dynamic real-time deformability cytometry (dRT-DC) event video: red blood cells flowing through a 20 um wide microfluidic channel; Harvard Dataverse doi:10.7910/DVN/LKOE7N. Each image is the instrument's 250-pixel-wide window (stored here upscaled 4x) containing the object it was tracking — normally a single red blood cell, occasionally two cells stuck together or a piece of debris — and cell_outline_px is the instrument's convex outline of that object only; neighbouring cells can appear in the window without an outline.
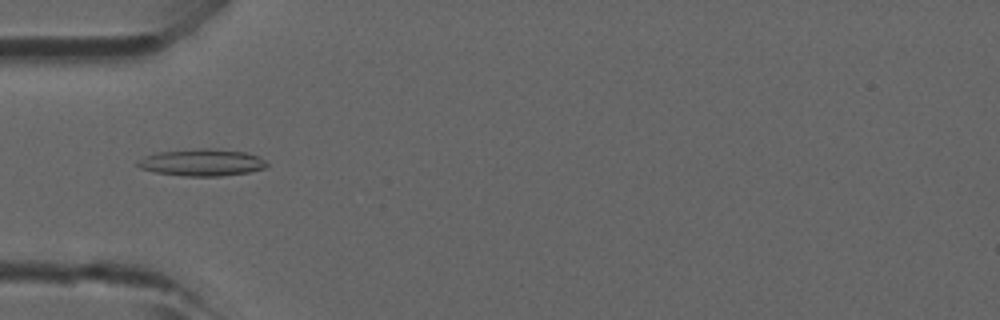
{"species": "common noctule bat (a hibernating species)", "species_latin": "Nyctalus noctula", "temperature_condition": "room temperature", "stored_images_in_passage": 46, "camera_frame_rate_fps": 3000, "um_per_image_px": 0.085, "animal": {"sex": "male", "forearm_length_mm": 52.5}, "frame": {"image": 1, "passage_image": 15, "time_ms": 4.667, "image_size_px": [1000, 320], "cell_outline_px": [[268, 164], [264, 168], [248, 172], [220, 176], [184, 176], [156, 172], [140, 168], [136, 164], [144, 156], [160, 152], [200, 148], [208, 148], [244, 152], [256, 156], [264, 160]], "centroid_in_image_um": [17.15, 13.81], "position_along_channel_um": 67.9, "area_um2": 19.94}}
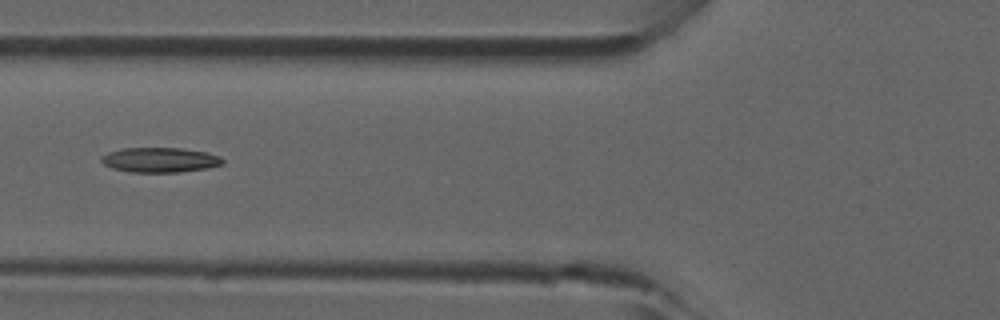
{"frame": {"image": 2, "passage_image": 18, "time_ms": 5.667, "image_size_px": [1000, 320], "cell_outline_px": [[224, 164], [204, 168], [180, 172], [128, 172], [112, 168], [104, 164], [100, 160], [100, 156], [108, 152], [124, 148], [184, 148], [208, 152], [220, 156], [224, 160]], "centroid_in_image_um": [13.59, 13.59], "position_along_channel_um": 112.2, "area_um2": 17.69}}
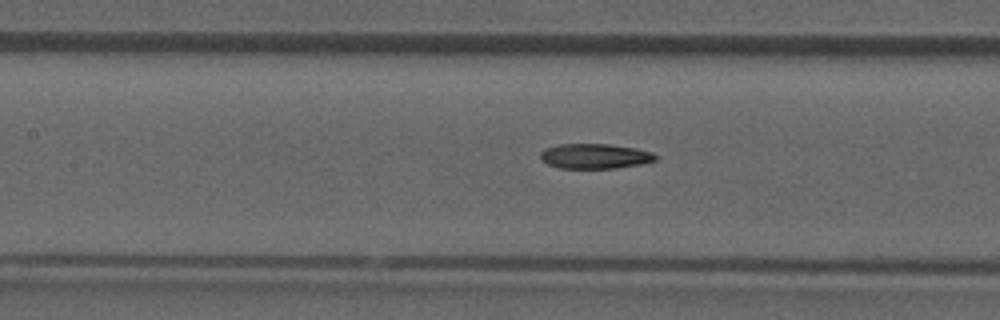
{"frame": {"image": 3, "passage_image": 21, "time_ms": 6.667, "image_size_px": [1000, 320], "cell_outline_px": [[656, 160], [640, 164], [616, 168], [560, 168], [548, 164], [540, 160], [540, 152], [544, 148], [556, 144], [608, 144], [636, 148], [652, 152], [656, 156]], "centroid_in_image_um": [50.52, 13.27], "position_along_channel_um": 156.9, "area_um2": 16.82}}